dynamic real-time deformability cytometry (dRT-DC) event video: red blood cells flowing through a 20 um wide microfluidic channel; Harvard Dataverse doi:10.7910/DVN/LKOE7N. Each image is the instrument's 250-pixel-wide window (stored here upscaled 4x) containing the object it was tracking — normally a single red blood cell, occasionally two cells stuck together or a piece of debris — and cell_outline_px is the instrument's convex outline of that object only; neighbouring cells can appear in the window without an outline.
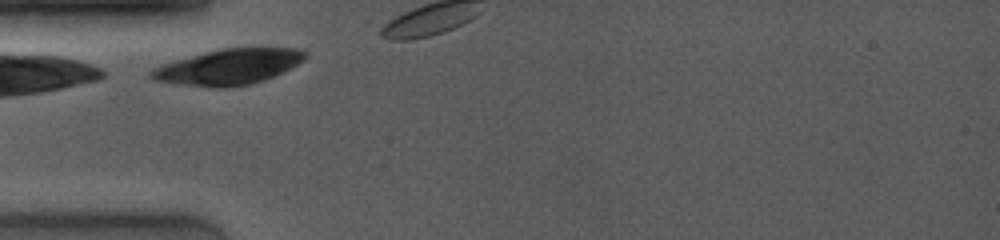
{"species": "common noctule bat (a hibernating species)", "species_latin": "Nyctalus noctula", "temperature_condition": "room temperature", "stored_images_in_passage": 3, "camera_frame_rate_fps": 4000, "um_per_image_px": 0.085, "animal": {"sex": "female", "body_mass_g": 19.0, "forearm_length_mm": 53.3}, "frame": {"image": 1, "passage_image": 1, "time_ms": 0.0, "image_size_px": [1000, 240], "cell_outline_px": [[304, 56], [296, 64], [264, 80], [248, 84], [224, 88], [216, 88], [180, 84], [156, 80], [148, 76], [148, 72], [152, 68], [176, 60], [224, 48], [300, 48], [304, 52]], "centroid_in_image_um": [19.36, 5.69], "position_along_channel_um": 65.6, "area_um2": 31.04}}